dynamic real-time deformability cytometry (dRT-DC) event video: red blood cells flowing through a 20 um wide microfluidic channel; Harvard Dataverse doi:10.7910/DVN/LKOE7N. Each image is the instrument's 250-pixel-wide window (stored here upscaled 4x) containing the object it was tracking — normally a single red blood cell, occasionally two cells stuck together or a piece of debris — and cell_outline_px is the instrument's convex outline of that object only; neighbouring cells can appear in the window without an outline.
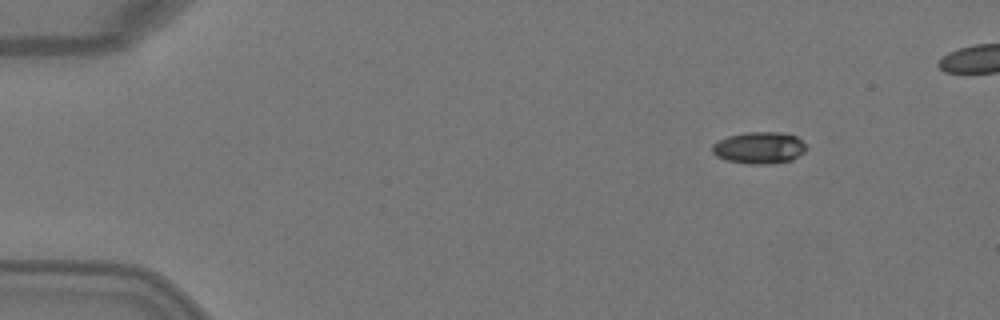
{"species": "Egyptian fruit bat (a non-hibernating species)", "species_latin": "Rousettus aegyptiacus", "temperature_condition": "warm", "stored_images_in_passage": 3, "camera_frame_rate_fps": 3000, "um_per_image_px": 0.085, "animal": {"sex": "female"}, "frame": {"image": 1, "passage_image": 1, "time_ms": 0.0, "image_size_px": [1000, 320], "cell_outline_px": [[808, 148], [804, 152], [792, 160], [768, 164], [748, 164], [728, 160], [716, 156], [712, 152], [712, 144], [728, 136], [748, 132], [780, 132], [796, 136]], "centroid_in_image_um": [64.54, 12.56], "position_along_channel_um": 20.5, "area_um2": 17.34}}